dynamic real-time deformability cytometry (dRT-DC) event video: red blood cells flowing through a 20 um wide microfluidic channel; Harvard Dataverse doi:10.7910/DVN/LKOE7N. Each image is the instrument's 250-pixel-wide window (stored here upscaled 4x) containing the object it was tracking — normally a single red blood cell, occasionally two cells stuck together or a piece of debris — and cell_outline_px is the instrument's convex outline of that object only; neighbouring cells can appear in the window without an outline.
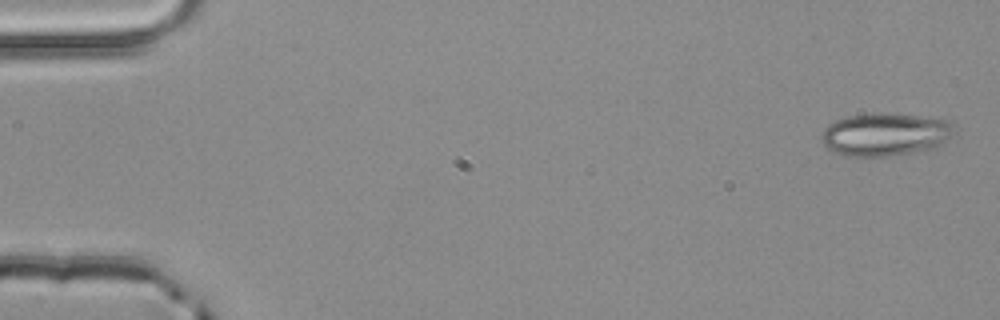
{"species": "common noctule bat (a hibernating species)", "species_latin": "Nyctalus noctula", "temperature_condition": "room temperature", "stored_images_in_passage": 4, "camera_frame_rate_fps": 3000, "um_per_image_px": 0.085, "animal": {"sex": "male", "body_mass_g": 20.4}, "frame": {"image": 1, "passage_image": 1, "time_ms": 0.0, "image_size_px": [1000, 320], "cell_outline_px": [[952, 136], [936, 148], [888, 156], [844, 156], [828, 148], [824, 144], [820, 136], [820, 132], [828, 124], [836, 120], [848, 116], [880, 112], [884, 112], [952, 120]], "centroid_in_image_um": [75.23, 11.41], "position_along_channel_um": 9.8, "area_um2": 33.29}}